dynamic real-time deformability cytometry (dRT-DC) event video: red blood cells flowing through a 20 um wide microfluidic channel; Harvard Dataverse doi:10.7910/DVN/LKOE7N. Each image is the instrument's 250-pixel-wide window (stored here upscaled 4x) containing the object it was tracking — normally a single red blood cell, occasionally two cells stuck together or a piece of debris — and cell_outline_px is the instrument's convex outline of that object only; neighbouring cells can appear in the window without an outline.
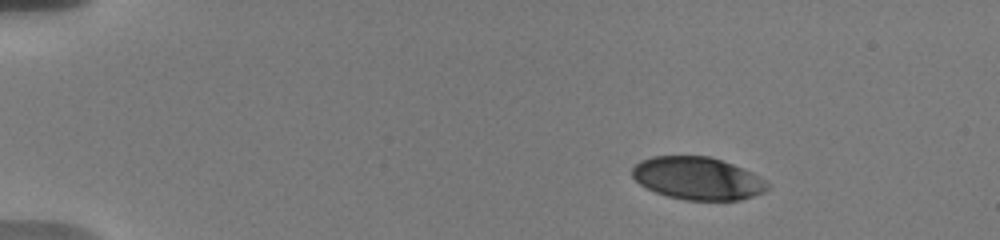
{"species": "human", "species_latin": "Homo sapiens", "temperature_condition": "warm", "stored_images_in_passage": 10, "camera_frame_rate_fps": 3000, "um_per_image_px": 0.085, "donor": {"sex": "male"}, "frame": {"image": 1, "passage_image": 1, "time_ms": 0.0, "image_size_px": [1000, 240], "cell_outline_px": [[768, 188], [764, 192], [740, 200], [684, 200], [668, 196], [656, 192], [640, 184], [632, 176], [632, 168], [640, 160], [652, 156], [708, 156], [732, 164], [764, 180], [768, 184]], "centroid_in_image_um": [59.25, 15.16], "position_along_channel_um": 25.8, "area_um2": 33.18}}
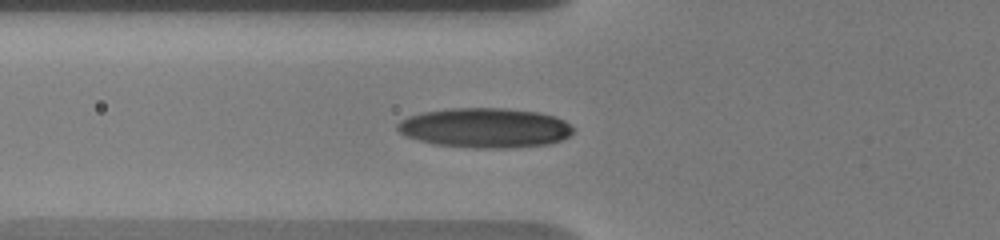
{"frame": {"image": 2, "passage_image": 9, "time_ms": 4.333, "image_size_px": [1000, 240], "cell_outline_px": [[572, 132], [568, 136], [552, 144], [512, 148], [472, 148], [436, 144], [404, 136], [396, 128], [396, 124], [400, 120], [408, 116], [420, 112], [448, 108], [504, 108], [540, 112], [556, 116], [564, 120], [572, 128]], "centroid_in_image_um": [41.21, 10.86], "position_along_channel_um": 84.6, "area_um2": 41.04}}